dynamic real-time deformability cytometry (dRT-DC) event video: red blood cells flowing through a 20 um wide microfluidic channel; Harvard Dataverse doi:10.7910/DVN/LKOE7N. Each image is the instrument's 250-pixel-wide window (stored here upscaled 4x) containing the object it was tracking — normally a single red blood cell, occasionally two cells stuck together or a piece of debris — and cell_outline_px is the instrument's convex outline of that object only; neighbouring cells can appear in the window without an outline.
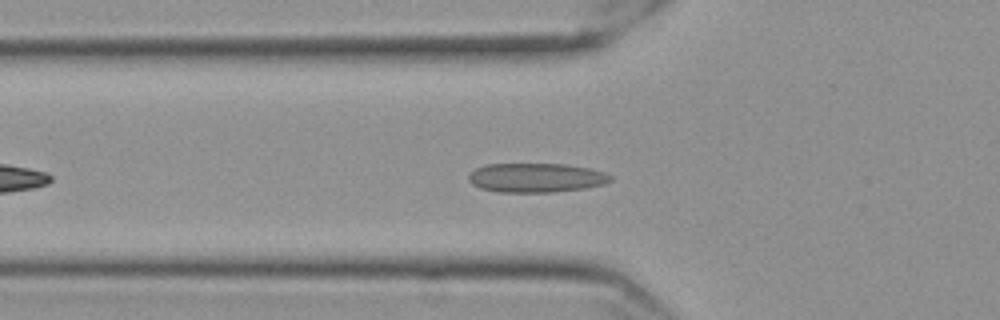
{"species": "Egyptian fruit bat (a non-hibernating species)", "species_latin": "Rousettus aegyptiacus", "temperature_condition": "cold", "stored_images_in_passage": 41, "camera_frame_rate_fps": 3000, "um_per_image_px": 0.085, "frame": {"image": 1, "passage_image": 9, "time_ms": 2.667, "image_size_px": [1000, 320], "cell_outline_px": [[612, 180], [604, 184], [584, 188], [552, 192], [500, 192], [480, 188], [472, 184], [468, 180], [468, 176], [476, 168], [488, 164], [564, 164], [588, 168], [604, 172], [612, 176]], "centroid_in_image_um": [45.56, 15.11], "position_along_channel_um": 80.2, "area_um2": 24.04}}
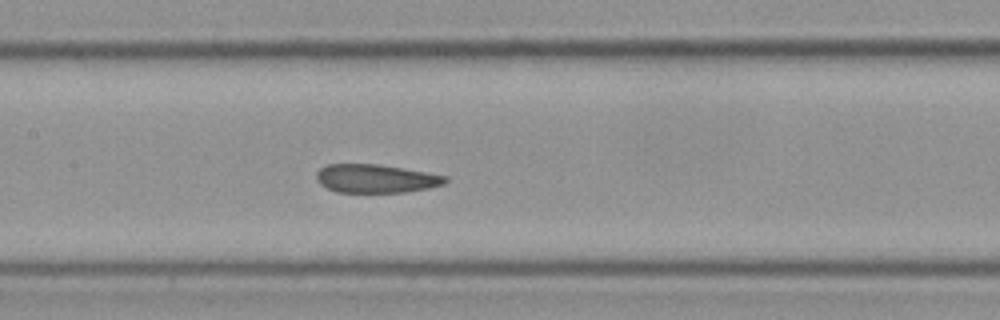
{"frame": {"image": 2, "passage_image": 17, "time_ms": 5.333, "image_size_px": [1000, 320], "cell_outline_px": [[448, 180], [444, 184], [428, 188], [404, 192], [336, 192], [320, 184], [316, 180], [316, 172], [320, 168], [328, 164], [380, 164], [448, 176]], "centroid_in_image_um": [31.93, 15.17], "position_along_channel_um": 175.5, "area_um2": 21.39}}
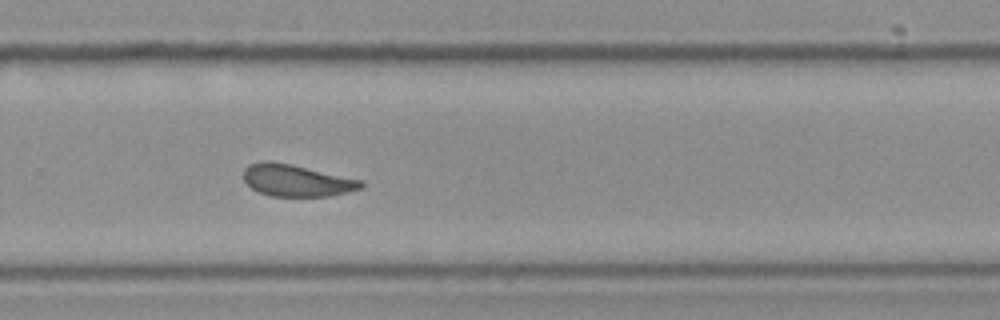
{"frame": {"image": 3, "passage_image": 28, "time_ms": 9.0, "image_size_px": [1000, 320], "cell_outline_px": [[364, 184], [360, 188], [348, 192], [328, 196], [272, 196], [260, 192], [252, 188], [244, 180], [244, 168], [248, 164], [264, 160], [268, 160], [292, 164], [364, 180]], "centroid_in_image_um": [25.21, 15.32], "position_along_channel_um": 304.6, "area_um2": 21.91}, "authors_computed_cell_mechanics": {"area_um2": 21.9062, "velocity_mm_per_s": 3.5354, "shape_relaxation_time_tau1_ms": null, "shape_relaxation_time_tau2_ms": 2.063, "deformation_change_tau1": null, "deformation_change_tau2": 0.0686}}